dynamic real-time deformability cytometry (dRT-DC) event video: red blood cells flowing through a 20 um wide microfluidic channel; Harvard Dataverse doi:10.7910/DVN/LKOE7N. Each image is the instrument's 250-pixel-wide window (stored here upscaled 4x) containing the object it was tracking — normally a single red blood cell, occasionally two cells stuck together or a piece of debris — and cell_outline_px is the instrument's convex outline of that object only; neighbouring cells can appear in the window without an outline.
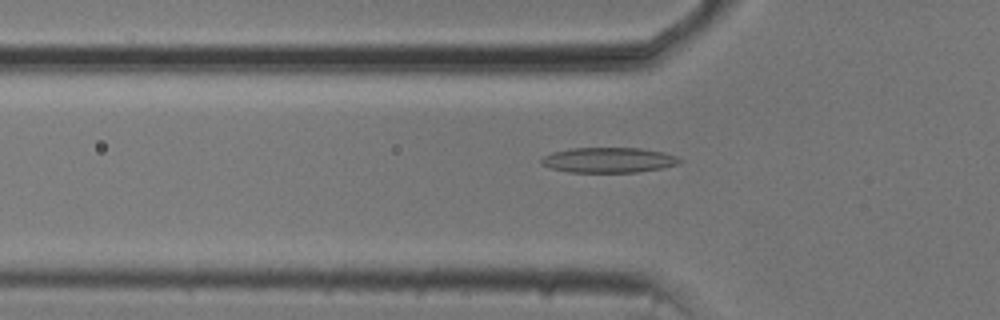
{"species": "common noctule bat (a hibernating species)", "species_latin": "Nyctalus noctula", "temperature_condition": "cold", "stored_images_in_passage": 53, "camera_frame_rate_fps": 3000, "um_per_image_px": 0.085, "animal": {"sex": "male", "body_mass_g": 20.5, "forearm_length_mm": 52.5}, "frame": {"image": 1, "passage_image": 17, "time_ms": 5.333, "image_size_px": [1000, 320], "cell_outline_px": [[684, 160], [680, 164], [660, 168], [636, 172], [568, 172], [552, 168], [540, 164], [540, 160], [544, 156], [552, 152], [572, 148], [640, 148], [664, 152], [676, 156]], "centroid_in_image_um": [51.75, 13.6], "position_along_channel_um": 74.1, "area_um2": 20.35}}
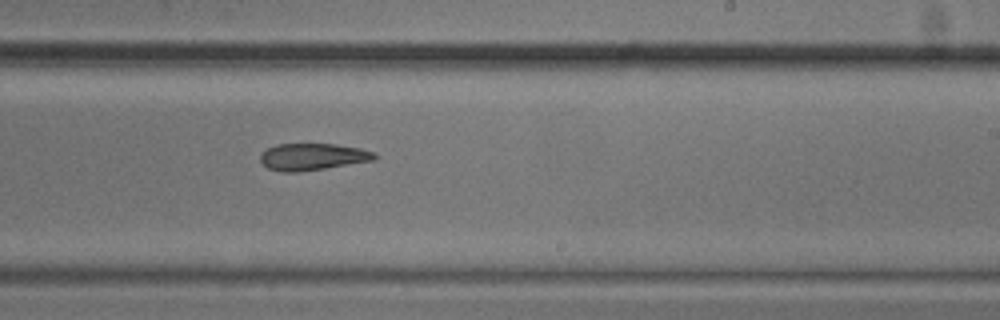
{"frame": {"image": 2, "passage_image": 32, "time_ms": 10.333, "image_size_px": [1000, 320], "cell_outline_px": [[376, 160], [300, 172], [280, 172], [268, 168], [260, 160], [260, 152], [276, 144], [336, 144], [360, 148], [376, 152]], "centroid_in_image_um": [26.57, 13.32], "position_along_channel_um": 262.4, "area_um2": 18.03}}
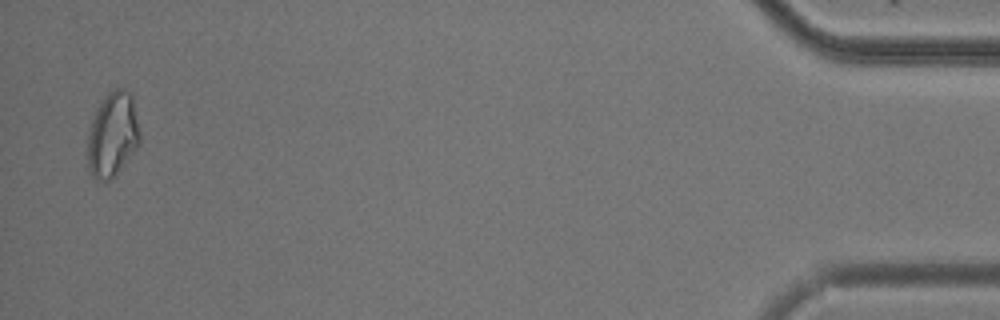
{"frame": {"image": 3, "passage_image": 52, "time_ms": 17.0, "image_size_px": [1000, 320], "cell_outline_px": [[140, 140], [136, 148], [116, 176], [108, 180], [104, 180], [92, 176], [88, 168], [88, 136], [92, 120], [96, 108], [104, 96], [112, 88], [124, 88], [132, 96], [140, 136]], "centroid_in_image_um": [9.56, 11.42], "position_along_channel_um": 425.6, "area_um2": 25.61}, "authors_computed_cell_mechanics": {"area_um2": 20.3456, "velocity_mm_per_s": 3.7499, "shape_relaxation_time_tau1_ms": 8.6714, "shape_relaxation_time_tau2_ms": 6.3504, "deformation_change_tau1": 0.1909, "deformation_change_tau2": 0.158}}